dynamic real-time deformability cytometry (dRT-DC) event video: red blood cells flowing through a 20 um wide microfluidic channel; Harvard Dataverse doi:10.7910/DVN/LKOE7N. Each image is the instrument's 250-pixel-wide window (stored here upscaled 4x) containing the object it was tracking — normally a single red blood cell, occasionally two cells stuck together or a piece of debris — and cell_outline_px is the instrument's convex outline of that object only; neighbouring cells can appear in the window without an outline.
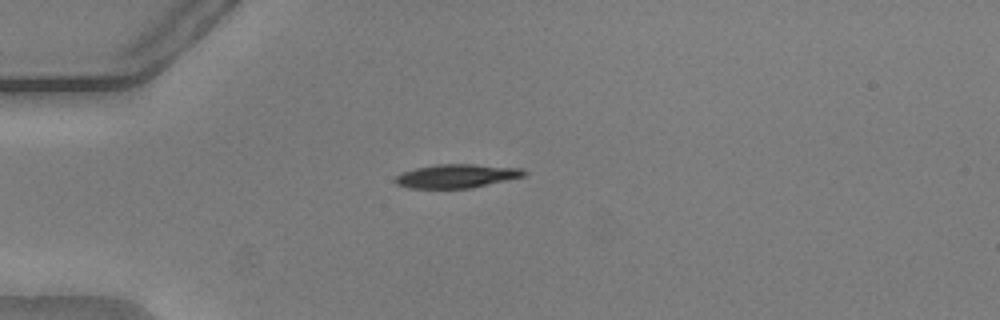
{"species": "common noctule bat (a hibernating species)", "species_latin": "Nyctalus noctula", "temperature_condition": "warm", "stored_images_in_passage": 49, "camera_frame_rate_fps": 3000, "um_per_image_px": 0.085, "animal": {"sex": "male", "body_mass_g": 20.5, "forearm_length_mm": 52.5}, "frame": {"image": 1, "passage_image": 10, "time_ms": 3.0, "image_size_px": [1000, 320], "cell_outline_px": [[528, 172], [524, 176], [508, 180], [472, 188], [408, 188], [396, 184], [392, 180], [400, 172], [416, 168], [436, 164], [472, 164], [524, 168]], "centroid_in_image_um": [38.81, 14.96], "position_along_channel_um": 46.2, "area_um2": 18.03}}
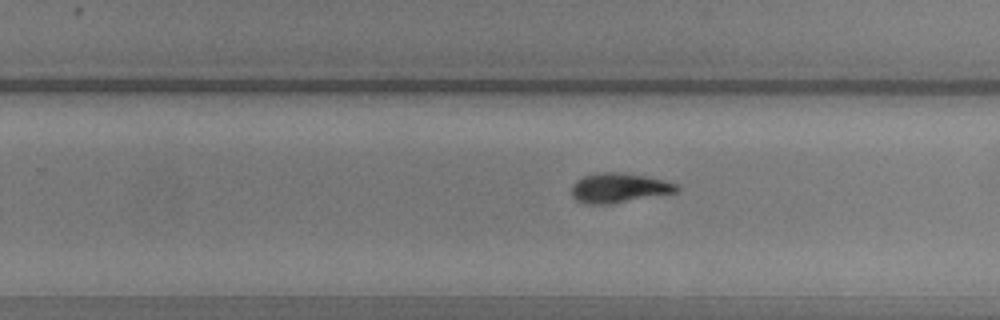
{"frame": {"image": 2, "passage_image": 30, "time_ms": 9.667, "image_size_px": [1000, 320], "cell_outline_px": [[680, 188], [676, 192], [612, 204], [584, 204], [576, 200], [572, 196], [572, 184], [576, 180], [584, 176], [600, 172], [620, 172], [644, 176], [680, 184]], "centroid_in_image_um": [52.6, 15.98], "position_along_channel_um": 277.2, "area_um2": 18.21}}
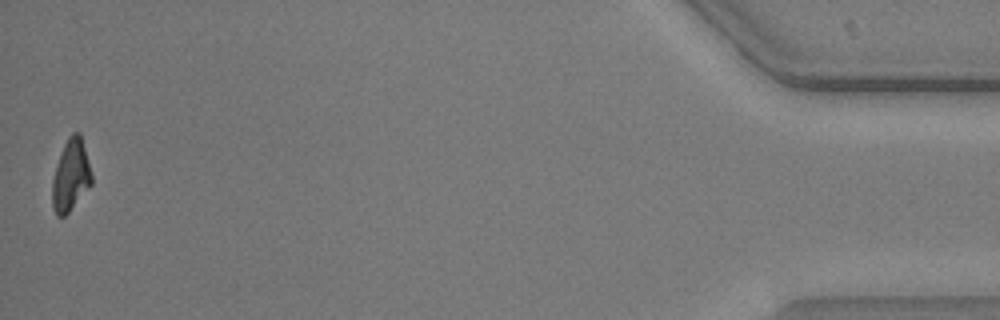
{"frame": {"image": 3, "passage_image": 49, "time_ms": 16.0, "image_size_px": [1000, 320], "cell_outline_px": [[92, 184], [68, 212], [64, 216], [56, 216], [52, 208], [52, 180], [64, 144], [68, 136], [72, 132], [80, 132], [92, 176]], "centroid_in_image_um": [6.01, 14.92], "position_along_channel_um": 429.2, "area_um2": 16.18}, "authors_computed_cell_mechanics": {"area_um2": 17.9758, "velocity_mm_per_s": 3.7846, "shape_relaxation_time_tau1_ms": 3.7615, "shape_relaxation_time_tau2_ms": 6.4256, "deformation_change_tau1": 0.1606, "deformation_change_tau2": 0.1425}}